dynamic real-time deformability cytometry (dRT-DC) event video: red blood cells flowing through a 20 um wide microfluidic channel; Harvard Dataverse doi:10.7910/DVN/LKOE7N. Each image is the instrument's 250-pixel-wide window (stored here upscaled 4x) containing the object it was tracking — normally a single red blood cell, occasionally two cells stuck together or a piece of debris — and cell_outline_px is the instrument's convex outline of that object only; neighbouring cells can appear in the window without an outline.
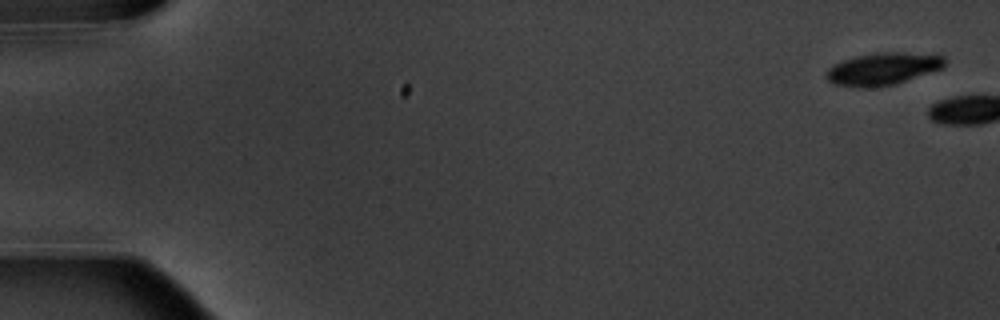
{"species": "common noctule bat (a hibernating species)", "species_latin": "Nyctalus noctula", "temperature_condition": "warm", "stored_images_in_passage": 2, "camera_frame_rate_fps": 3000, "um_per_image_px": 0.085, "animal": {"sex": "male", "body_mass_g": 20.1, "forearm_length_mm": 53.5}, "frame": {"image": 1, "passage_image": 1, "time_ms": 0.0, "image_size_px": [1000, 320], "cell_outline_px": [[944, 64], [940, 68], [896, 84], [864, 88], [832, 84], [828, 80], [828, 68], [844, 60], [856, 56], [876, 52], [900, 52], [944, 56]], "centroid_in_image_um": [75.01, 5.85], "position_along_channel_um": 10.0, "area_um2": 21.79}}